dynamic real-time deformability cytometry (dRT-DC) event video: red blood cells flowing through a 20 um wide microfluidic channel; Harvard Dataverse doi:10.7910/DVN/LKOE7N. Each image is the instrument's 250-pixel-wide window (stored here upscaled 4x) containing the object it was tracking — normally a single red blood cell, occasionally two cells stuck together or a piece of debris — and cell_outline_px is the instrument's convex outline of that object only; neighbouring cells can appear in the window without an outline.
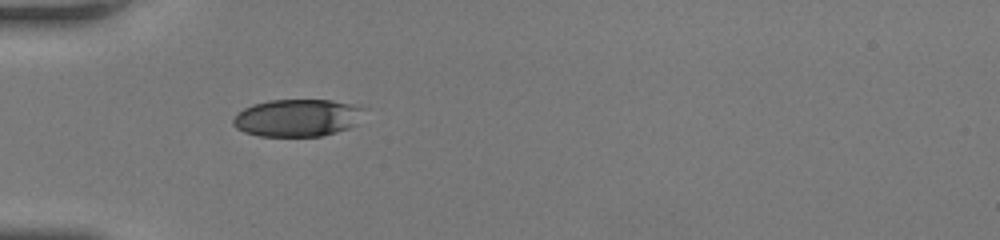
{"species": "human", "species_latin": "Homo sapiens", "temperature_condition": "room temperature", "stored_images_in_passage": 34, "camera_frame_rate_fps": 3000, "um_per_image_px": 0.085, "donor": {"sex": "female"}, "frame": {"image": 1, "passage_image": 1, "time_ms": 0.0, "image_size_px": [1000, 240], "cell_outline_px": [[368, 108], [356, 124], [348, 128], [336, 132], [320, 136], [260, 136], [244, 132], [236, 128], [232, 124], [232, 120], [244, 108], [252, 104], [268, 100], [332, 100]], "centroid_in_image_um": [25.29, 10.01], "position_along_channel_um": 59.7, "area_um2": 28.61}}
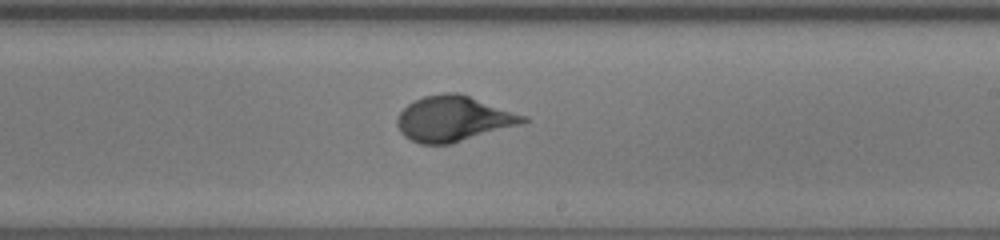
{"frame": {"image": 2, "passage_image": 15, "time_ms": 4.667, "image_size_px": [1000, 240], "cell_outline_px": [[528, 120], [520, 124], [452, 144], [420, 144], [404, 136], [400, 132], [396, 124], [396, 120], [400, 112], [408, 104], [424, 96], [444, 92], [456, 92], [528, 116]], "centroid_in_image_um": [38.52, 10.1], "position_along_channel_um": 250.5, "area_um2": 33.12}}
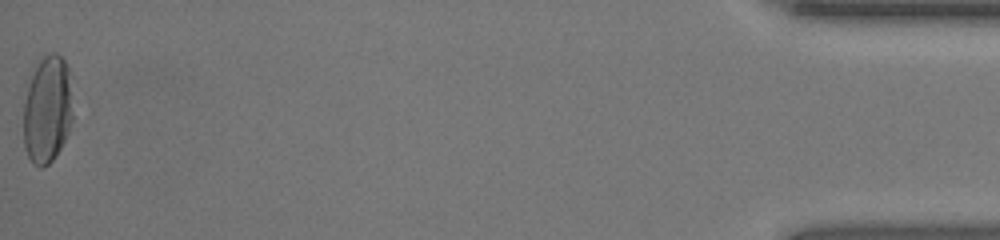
{"frame": {"image": 3, "passage_image": 34, "time_ms": 11.0, "image_size_px": [1000, 240], "cell_outline_px": [[76, 112], [68, 132], [60, 148], [52, 160], [44, 168], [40, 168], [32, 164], [28, 156], [24, 144], [24, 84], [40, 60], [44, 56], [52, 52], [56, 52], [64, 60], [72, 76]], "centroid_in_image_um": [4.06, 9.26], "position_along_channel_um": 431.1, "area_um2": 32.43}, "authors_computed_cell_mechanics": {"area_um2": 30.8652, "velocity_mm_per_s": 4.2779, "shape_relaxation_time_tau1_ms": 5.5425, "shape_relaxation_time_tau2_ms": null, "deformation_change_tau1": 0.1781, "deformation_change_tau2": null}}